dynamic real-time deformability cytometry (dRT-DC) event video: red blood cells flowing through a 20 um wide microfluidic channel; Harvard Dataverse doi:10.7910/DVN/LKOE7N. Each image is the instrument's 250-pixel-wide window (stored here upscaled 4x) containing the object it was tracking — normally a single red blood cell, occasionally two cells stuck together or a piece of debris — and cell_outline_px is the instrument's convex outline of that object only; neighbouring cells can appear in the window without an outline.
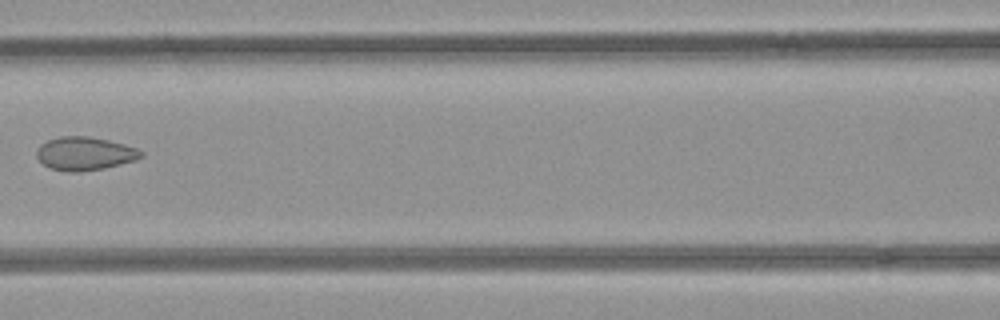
{"species": "common noctule bat (a hibernating species)", "species_latin": "Nyctalus noctula", "temperature_condition": "room temperature", "stored_images_in_passage": 5, "camera_frame_rate_fps": 3000, "um_per_image_px": 0.085, "animal": {"sex": "female", "body_mass_g": 21.9}, "frame": {"image": 1, "passage_image": 4, "time_ms": 1.0, "image_size_px": [1000, 320], "cell_outline_px": [[144, 156], [136, 160], [104, 168], [76, 172], [68, 172], [52, 168], [44, 164], [36, 156], [36, 152], [40, 144], [48, 140], [60, 136], [88, 136], [108, 140], [124, 144], [136, 148], [144, 152]], "centroid_in_image_um": [7.22, 13.04], "position_along_channel_um": 159.4, "area_um2": 20.23}}
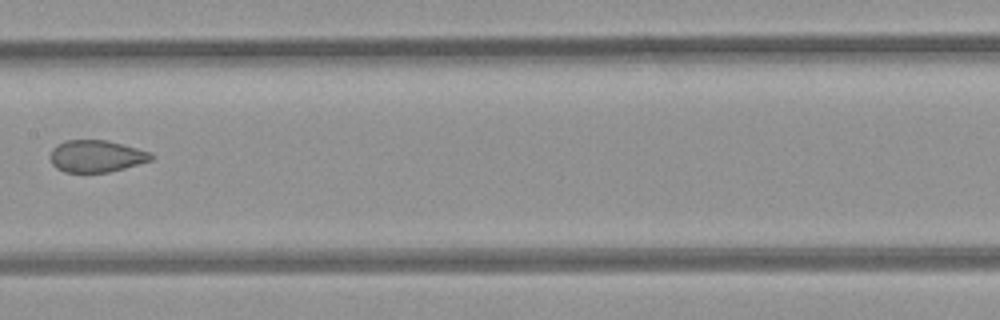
{"frame": {"image": 2, "passage_image": 5, "time_ms": 1.333, "image_size_px": [1000, 320], "cell_outline_px": [[156, 156], [152, 160], [124, 168], [108, 172], [64, 172], [56, 168], [52, 164], [48, 156], [52, 148], [56, 144], [68, 140], [108, 140], [152, 152]], "centroid_in_image_um": [8.18, 13.27], "position_along_channel_um": 199.2, "area_um2": 19.07}}